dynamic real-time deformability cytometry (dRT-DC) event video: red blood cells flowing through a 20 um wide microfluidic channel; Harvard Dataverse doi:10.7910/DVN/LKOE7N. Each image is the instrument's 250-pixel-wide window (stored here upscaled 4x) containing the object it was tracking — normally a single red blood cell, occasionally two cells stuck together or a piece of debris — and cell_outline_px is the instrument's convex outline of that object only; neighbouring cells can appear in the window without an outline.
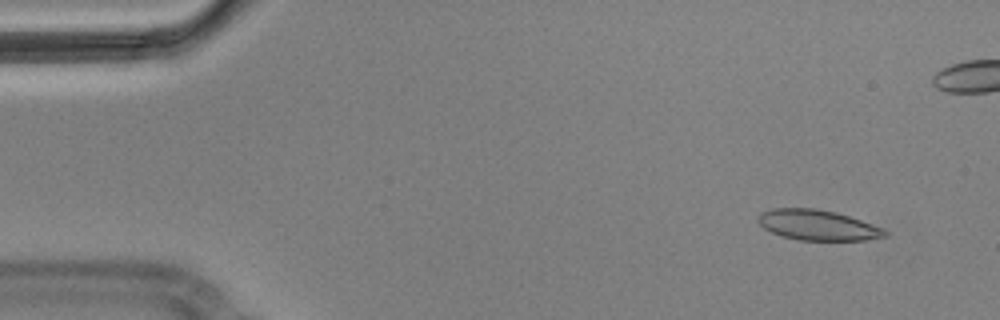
{"species": "Egyptian fruit bat (a non-hibernating species)", "species_latin": "Rousettus aegyptiacus", "temperature_condition": "cold", "stored_images_in_passage": 4, "camera_frame_rate_fps": 3000, "um_per_image_px": 0.085, "animal": {"sex": "male"}, "frame": {"image": 1, "passage_image": 1, "time_ms": 0.0, "image_size_px": [1000, 320], "cell_outline_px": [[888, 236], [864, 240], [800, 240], [784, 236], [772, 232], [764, 228], [760, 224], [760, 212], [772, 208], [816, 208], [836, 212], [884, 228], [888, 232]], "centroid_in_image_um": [69.54, 19.13], "position_along_channel_um": 15.5, "area_um2": 22.25}}